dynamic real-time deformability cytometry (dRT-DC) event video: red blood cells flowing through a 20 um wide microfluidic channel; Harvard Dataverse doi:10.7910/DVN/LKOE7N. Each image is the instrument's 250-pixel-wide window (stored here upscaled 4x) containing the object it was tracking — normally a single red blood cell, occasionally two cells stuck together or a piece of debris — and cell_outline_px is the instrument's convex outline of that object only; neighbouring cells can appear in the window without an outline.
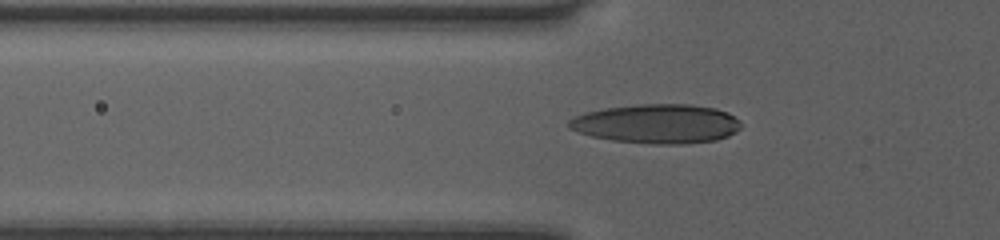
{"species": "human", "species_latin": "Homo sapiens", "temperature_condition": "room temperature", "stored_images_in_passage": 36, "camera_frame_rate_fps": 3000, "um_per_image_px": 0.085, "donor": {"sex": "female"}, "frame": {"image": 1, "passage_image": 5, "time_ms": 1.333, "image_size_px": [1000, 240], "cell_outline_px": [[740, 128], [736, 132], [728, 136], [716, 140], [688, 144], [656, 144], [612, 140], [592, 136], [568, 128], [568, 120], [572, 116], [584, 112], [604, 108], [636, 104], [688, 104], [716, 108], [728, 112], [740, 120]], "centroid_in_image_um": [55.84, 10.51], "position_along_channel_um": 70.0, "area_um2": 39.65}}
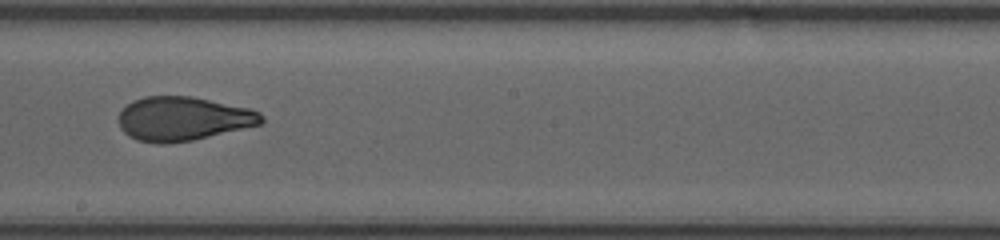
{"frame": {"image": 2, "passage_image": 17, "time_ms": 5.333, "image_size_px": [1000, 240], "cell_outline_px": [[264, 124], [192, 140], [164, 144], [160, 144], [136, 140], [128, 136], [120, 128], [120, 108], [132, 100], [144, 96], [192, 96], [252, 108], [260, 112], [264, 116]], "centroid_in_image_um": [15.58, 10.08], "position_along_channel_um": 232.6, "area_um2": 37.11}}
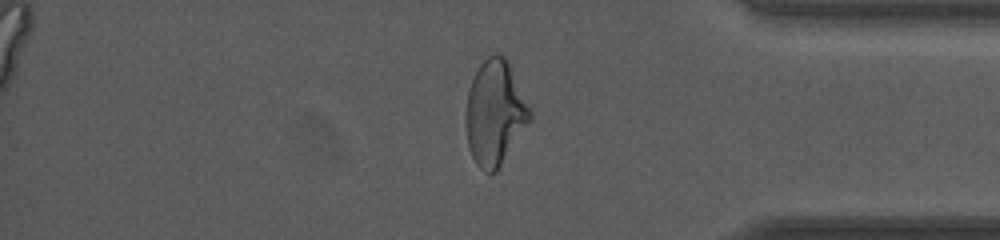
{"frame": {"image": 3, "passage_image": 30, "time_ms": 9.667, "image_size_px": [1000, 240], "cell_outline_px": [[532, 120], [496, 172], [484, 172], [476, 164], [468, 148], [464, 120], [464, 116], [468, 92], [472, 76], [480, 64], [492, 52], [496, 52], [504, 56], [508, 60], [532, 112]], "centroid_in_image_um": [42.05, 9.58], "position_along_channel_um": 393.1, "area_um2": 39.77}}